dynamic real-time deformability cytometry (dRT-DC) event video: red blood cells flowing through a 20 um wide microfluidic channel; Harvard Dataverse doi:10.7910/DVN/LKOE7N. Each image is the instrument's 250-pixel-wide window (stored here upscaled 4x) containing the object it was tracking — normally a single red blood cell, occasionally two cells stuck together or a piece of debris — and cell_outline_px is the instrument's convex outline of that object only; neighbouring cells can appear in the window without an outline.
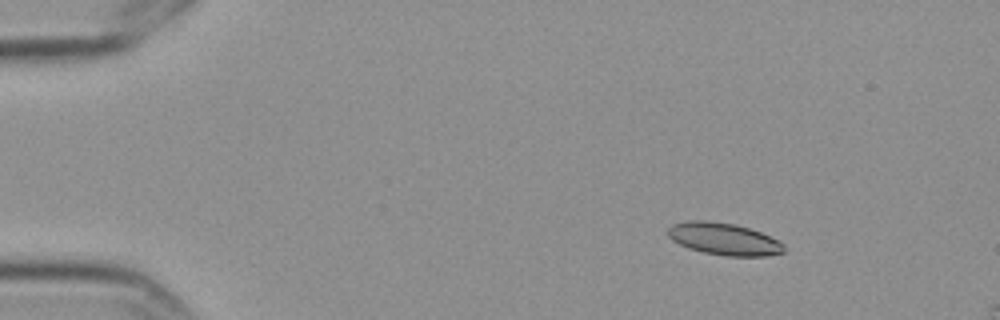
{"species": "Egyptian fruit bat (a non-hibernating species)", "species_latin": "Rousettus aegyptiacus", "temperature_condition": "cold", "stored_images_in_passage": 11, "camera_frame_rate_fps": 3000, "um_per_image_px": 0.085, "frame": {"image": 1, "passage_image": 2, "time_ms": 0.333, "image_size_px": [1000, 320], "cell_outline_px": [[784, 252], [768, 256], [724, 256], [704, 252], [688, 248], [672, 240], [668, 236], [668, 228], [672, 224], [688, 220], [708, 220], [736, 224], [760, 232], [780, 240], [784, 244]], "centroid_in_image_um": [61.54, 20.3], "position_along_channel_um": 23.5, "area_um2": 21.91}}
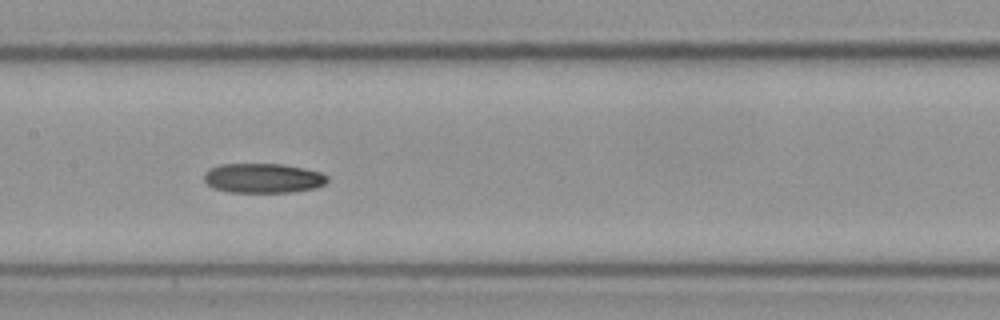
{"frame": {"image": 2, "passage_image": 8, "time_ms": 2.333, "image_size_px": [1000, 320], "cell_outline_px": [[328, 180], [324, 184], [316, 188], [292, 192], [228, 192], [216, 188], [208, 184], [204, 180], [204, 172], [208, 168], [220, 164], [284, 164], [304, 168], [320, 172], [328, 176]], "centroid_in_image_um": [22.36, 15.13], "position_along_channel_um": 185.0, "area_um2": 21.39}}
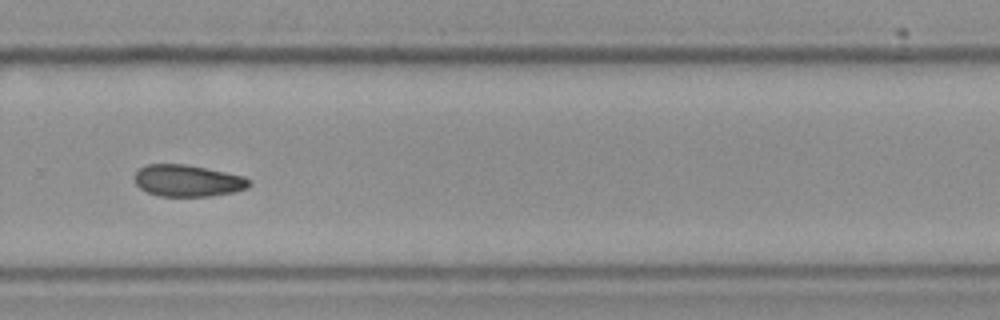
{"frame": {"image": 3, "passage_image": 11, "time_ms": 3.333, "image_size_px": [1000, 320], "cell_outline_px": [[252, 184], [248, 188], [232, 192], [212, 196], [160, 196], [148, 192], [140, 188], [136, 184], [136, 172], [140, 168], [148, 164], [184, 164], [244, 176], [252, 180]], "centroid_in_image_um": [15.99, 15.36], "position_along_channel_um": 313.8, "area_um2": 21.04}}